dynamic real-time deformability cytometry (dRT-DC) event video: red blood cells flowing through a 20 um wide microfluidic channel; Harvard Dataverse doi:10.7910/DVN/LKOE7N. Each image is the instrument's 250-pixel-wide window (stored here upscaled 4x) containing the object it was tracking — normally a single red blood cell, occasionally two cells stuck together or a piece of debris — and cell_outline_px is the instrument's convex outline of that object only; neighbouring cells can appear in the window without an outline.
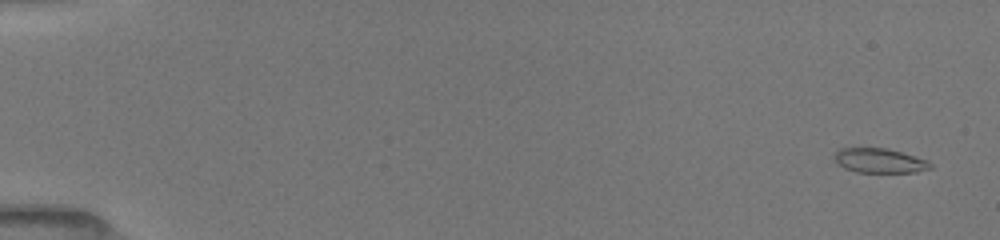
{"species": "common noctule bat (a hibernating species)", "species_latin": "Nyctalus noctula", "temperature_condition": "room temperature", "stored_images_in_passage": 9, "camera_frame_rate_fps": 3000, "um_per_image_px": 0.085, "animal": {"sex": "female", "body_mass_g": 19.5, "forearm_length_mm": 54.1}, "frame": {"image": 1, "passage_image": 1, "time_ms": 0.0, "image_size_px": [1000, 240], "cell_outline_px": [[932, 168], [916, 172], [856, 172], [844, 168], [836, 160], [836, 152], [840, 148], [888, 148], [928, 160], [932, 164]], "centroid_in_image_um": [74.81, 13.65], "position_along_channel_um": 10.2, "area_um2": 13.58}}
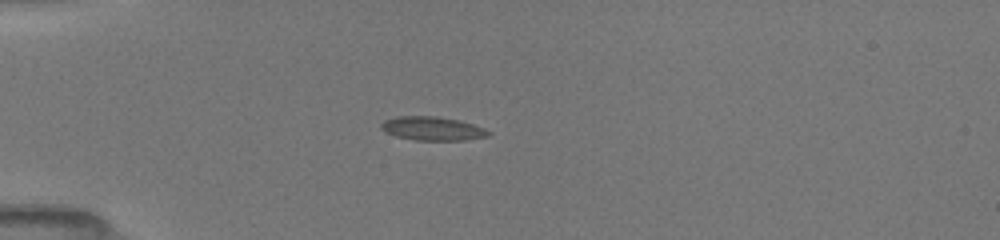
{"frame": {"image": 2, "passage_image": 7, "time_ms": 4.333, "image_size_px": [1000, 240], "cell_outline_px": [[492, 132], [488, 136], [464, 140], [416, 140], [396, 136], [380, 128], [380, 124], [384, 120], [396, 116], [436, 116], [460, 120], [484, 128]], "centroid_in_image_um": [36.76, 10.92], "position_along_channel_um": 48.2, "area_um2": 14.8}}